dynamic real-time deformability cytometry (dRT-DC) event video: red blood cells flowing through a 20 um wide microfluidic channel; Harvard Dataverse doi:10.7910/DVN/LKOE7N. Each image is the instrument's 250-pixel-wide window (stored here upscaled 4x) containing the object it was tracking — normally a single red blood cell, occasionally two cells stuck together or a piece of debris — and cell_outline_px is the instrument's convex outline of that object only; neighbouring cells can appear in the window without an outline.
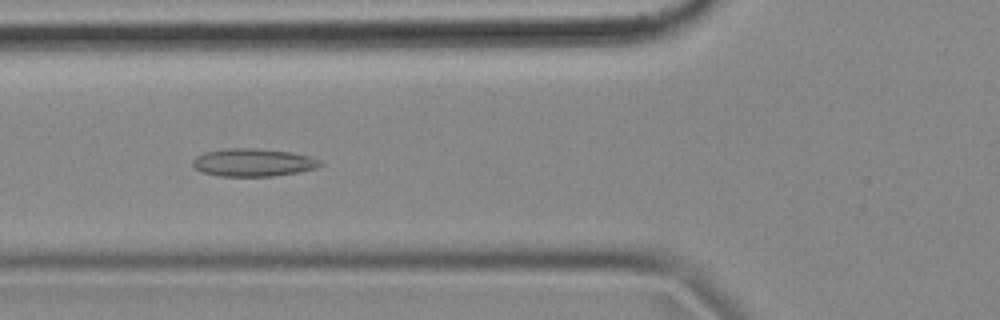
{"species": "common noctule bat (a hibernating species)", "species_latin": "Nyctalus noctula", "temperature_condition": "cold", "stored_images_in_passage": 51, "camera_frame_rate_fps": 3000, "um_per_image_px": 0.085, "animal": {"sex": "female", "body_mass_g": 18.4}, "frame": {"image": 1, "passage_image": 19, "time_ms": 6.0, "image_size_px": [1000, 320], "cell_outline_px": [[324, 164], [316, 168], [300, 172], [272, 176], [220, 176], [204, 172], [196, 168], [192, 164], [192, 160], [196, 156], [204, 152], [224, 148], [256, 148], [288, 152], [308, 156], [320, 160]], "centroid_in_image_um": [21.51, 13.81], "position_along_channel_um": 104.3, "area_um2": 20.63}}
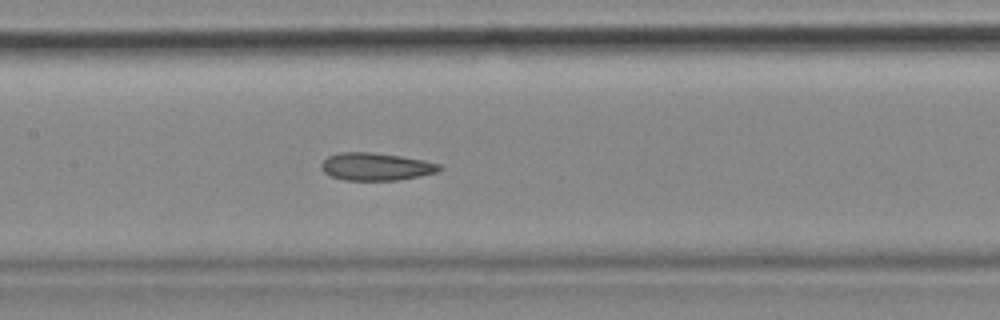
{"frame": {"image": 2, "passage_image": 25, "time_ms": 8.0, "image_size_px": [1000, 320], "cell_outline_px": [[444, 168], [436, 172], [420, 176], [396, 180], [344, 180], [332, 176], [324, 172], [320, 168], [320, 164], [328, 156], [340, 152], [372, 152], [400, 156], [424, 160], [440, 164]], "centroid_in_image_um": [31.95, 14.16], "position_along_channel_um": 175.4, "area_um2": 19.02}}
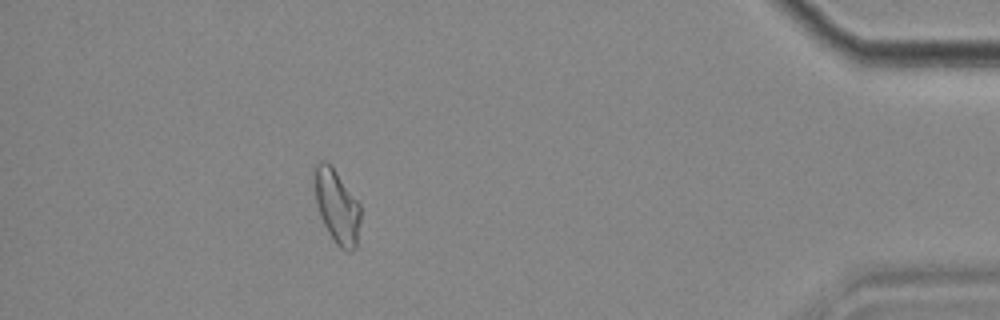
{"frame": {"image": 3, "passage_image": 49, "time_ms": 16.0, "image_size_px": [1000, 320], "cell_outline_px": [[360, 220], [356, 248], [348, 252], [344, 252], [336, 244], [328, 232], [320, 216], [316, 204], [316, 164], [320, 160], [324, 160], [336, 172], [360, 204]], "centroid_in_image_um": [28.66, 17.63], "position_along_channel_um": 406.5, "area_um2": 19.31}, "authors_computed_cell_mechanics": {"area_um2": 19.3052, "velocity_mm_per_s": 3.5483, "shape_relaxation_time_tau1_ms": null, "shape_relaxation_time_tau2_ms": 4.2744, "deformation_change_tau1": null, "deformation_change_tau2": 0.1029}}